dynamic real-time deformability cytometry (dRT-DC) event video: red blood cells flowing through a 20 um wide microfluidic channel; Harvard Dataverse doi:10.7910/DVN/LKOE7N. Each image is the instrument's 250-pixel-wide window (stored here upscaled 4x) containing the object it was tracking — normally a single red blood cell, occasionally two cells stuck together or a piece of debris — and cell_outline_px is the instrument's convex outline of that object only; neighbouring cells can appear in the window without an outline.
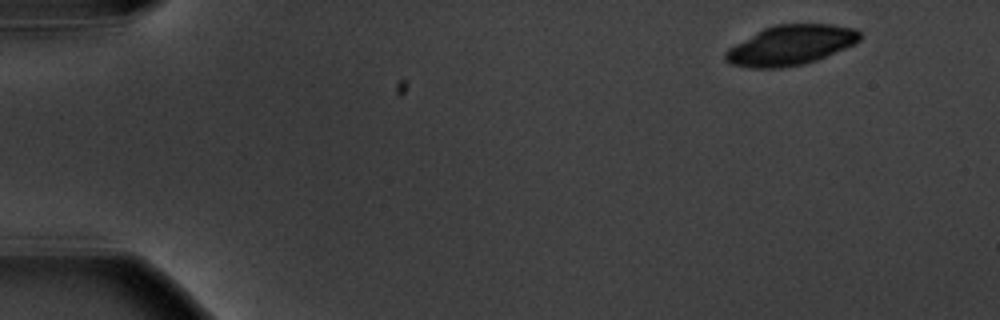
{"species": "common noctule bat (a hibernating species)", "species_latin": "Nyctalus noctula", "temperature_condition": "warm", "stored_images_in_passage": 5, "camera_frame_rate_fps": 3000, "um_per_image_px": 0.085, "animal": {"sex": "male", "body_mass_g": 20.1, "forearm_length_mm": 53.5}, "frame": {"image": 1, "passage_image": 1, "time_ms": 0.0, "image_size_px": [1000, 320], "cell_outline_px": [[860, 40], [844, 48], [816, 60], [804, 64], [780, 68], [752, 68], [732, 64], [724, 60], [724, 52], [728, 48], [756, 32], [764, 28], [776, 24], [832, 24], [856, 28], [860, 32]], "centroid_in_image_um": [67.18, 3.83], "position_along_channel_um": 17.8, "area_um2": 31.1}}